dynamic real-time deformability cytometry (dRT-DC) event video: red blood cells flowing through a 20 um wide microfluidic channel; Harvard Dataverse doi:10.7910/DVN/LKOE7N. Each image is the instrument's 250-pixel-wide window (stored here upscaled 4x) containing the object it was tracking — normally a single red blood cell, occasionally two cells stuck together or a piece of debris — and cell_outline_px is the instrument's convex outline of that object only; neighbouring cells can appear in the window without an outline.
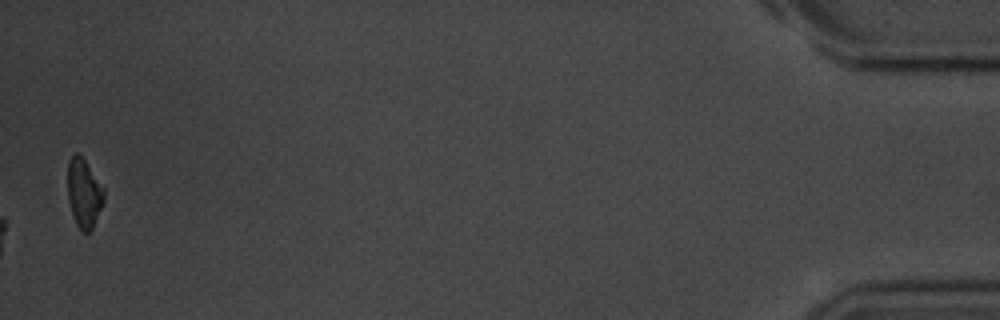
{"species": "common noctule bat (a hibernating species)", "species_latin": "Nyctalus noctula", "temperature_condition": "room temperature", "stored_images_in_passage": 54, "camera_frame_rate_fps": 3000, "um_per_image_px": 0.085, "animal": {"sex": "male", "body_mass_g": 20.1, "forearm_length_mm": 53.5}, "frame": {"image": 1, "passage_image": 54, "time_ms": 17.667, "image_size_px": [1000, 320], "cell_outline_px": [[104, 200], [92, 228], [88, 232], [80, 232], [76, 224], [68, 200], [68, 160], [76, 152], [84, 160], [104, 188]], "centroid_in_image_um": [7.13, 16.44], "position_along_channel_um": 428.1, "area_um2": 14.28}, "authors_computed_cell_mechanics": {"area_um2": 14.739, "velocity_mm_per_s": 3.7165, "shape_relaxation_time_tau1_ms": 3.4104, "shape_relaxation_time_tau2_ms": 8.8426, "deformation_change_tau1": 0.1393, "deformation_change_tau2": 0.152}}